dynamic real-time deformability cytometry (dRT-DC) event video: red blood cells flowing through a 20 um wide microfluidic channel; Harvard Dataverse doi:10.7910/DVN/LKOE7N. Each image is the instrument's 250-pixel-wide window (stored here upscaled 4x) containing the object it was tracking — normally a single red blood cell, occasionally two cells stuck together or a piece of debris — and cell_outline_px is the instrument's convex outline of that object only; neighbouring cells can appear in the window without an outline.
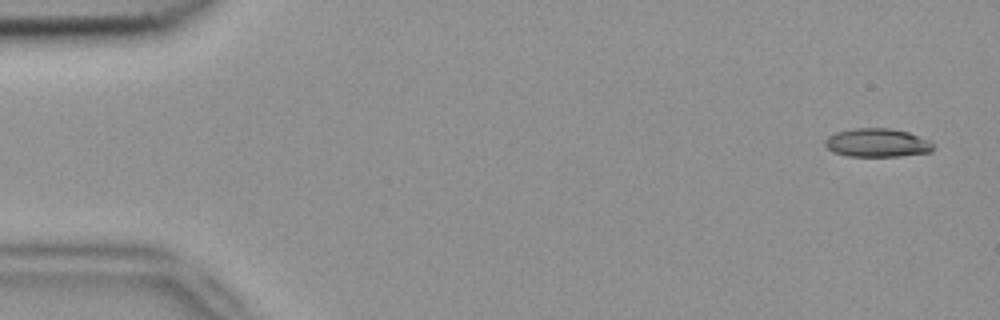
{"species": "common noctule bat (a hibernating species)", "species_latin": "Nyctalus noctula", "temperature_condition": "room temperature", "stored_images_in_passage": 8, "camera_frame_rate_fps": 3000, "um_per_image_px": 0.085, "animal": {"sex": "female", "body_mass_g": 18.4}, "frame": {"image": 1, "passage_image": 1, "time_ms": 0.0, "image_size_px": [1000, 320], "cell_outline_px": [[936, 144], [932, 152], [900, 156], [848, 156], [832, 152], [824, 144], [824, 140], [828, 136], [836, 132], [856, 128], [892, 128], [908, 132], [920, 136]], "centroid_in_image_um": [74.59, 12.13], "position_along_channel_um": 10.4, "area_um2": 18.21}}
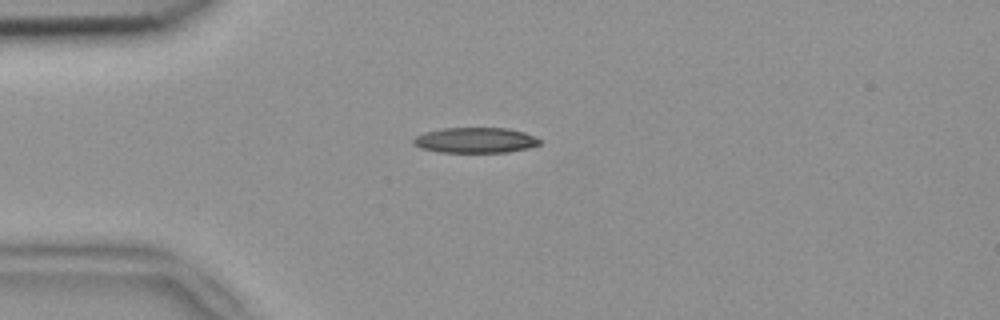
{"frame": {"image": 2, "passage_image": 4, "time_ms": 1.0, "image_size_px": [1000, 320], "cell_outline_px": [[540, 144], [528, 148], [508, 152], [436, 152], [420, 148], [412, 144], [412, 140], [416, 136], [424, 132], [444, 128], [508, 128], [524, 132], [540, 140]], "centroid_in_image_um": [40.35, 11.92], "position_along_channel_um": 44.6, "area_um2": 18.73}}
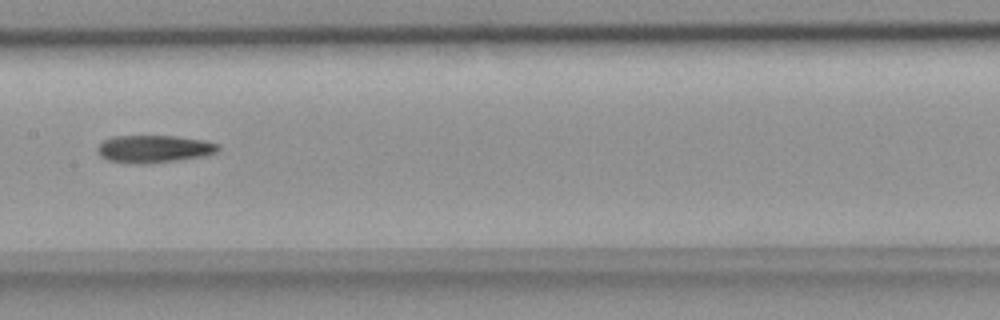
{"frame": {"image": 3, "passage_image": 8, "time_ms": 2.333, "image_size_px": [1000, 320], "cell_outline_px": [[220, 148], [216, 152], [204, 156], [176, 160], [144, 164], [132, 164], [108, 160], [100, 156], [96, 148], [104, 140], [112, 136], [176, 136], [204, 140], [220, 144]], "centroid_in_image_um": [13.08, 12.65], "position_along_channel_um": 194.3, "area_um2": 19.42}}